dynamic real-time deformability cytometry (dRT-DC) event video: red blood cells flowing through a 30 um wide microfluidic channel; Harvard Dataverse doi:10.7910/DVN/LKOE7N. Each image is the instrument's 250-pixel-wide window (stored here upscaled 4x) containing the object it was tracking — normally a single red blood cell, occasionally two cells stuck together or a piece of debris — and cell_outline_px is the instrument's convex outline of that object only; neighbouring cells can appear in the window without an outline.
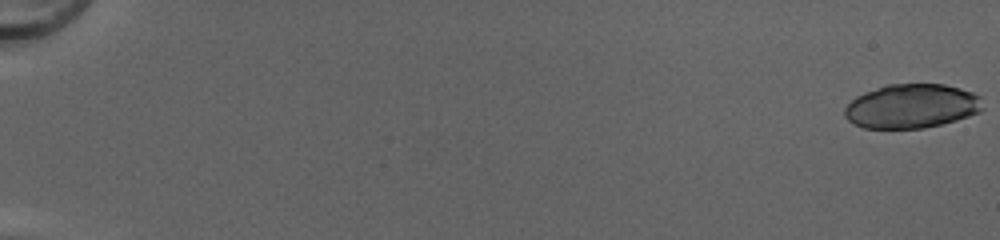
{"species": "common noctule bat (a hibernating species)", "species_latin": "Nyctalus noctula", "temperature_condition": "cold", "stored_images_in_passage": 51, "camera_frame_rate_fps": 3000, "um_per_image_px": 0.085, "animal": {"sex": "female", "body_mass_g": 20.0, "forearm_length_mm": 54.0}, "frame": {"image": 1, "passage_image": 1, "time_ms": 0.0, "image_size_px": [1000, 240], "cell_outline_px": [[984, 108], [980, 112], [956, 120], [924, 128], [864, 128], [852, 124], [844, 116], [844, 108], [856, 96], [864, 92], [884, 84], [944, 84], [960, 88], [972, 92], [980, 96]], "centroid_in_image_um": [77.48, 9.02], "position_along_channel_um": 7.5, "area_um2": 35.78}}